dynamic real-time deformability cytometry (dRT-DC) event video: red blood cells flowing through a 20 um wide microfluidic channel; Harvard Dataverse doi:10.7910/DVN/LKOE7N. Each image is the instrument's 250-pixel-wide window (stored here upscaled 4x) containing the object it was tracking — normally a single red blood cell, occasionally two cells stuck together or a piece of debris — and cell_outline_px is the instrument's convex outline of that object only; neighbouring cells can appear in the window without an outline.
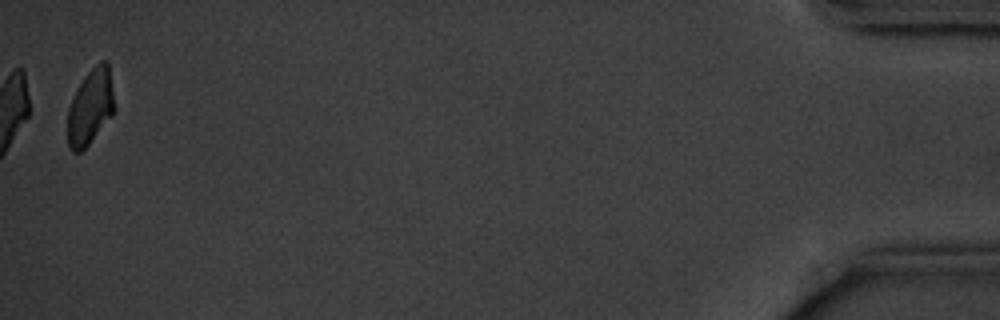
{"species": "common noctule bat (a hibernating species)", "species_latin": "Nyctalus noctula", "temperature_condition": "cold", "stored_images_in_passage": 12, "camera_frame_rate_fps": 3000, "um_per_image_px": 0.085, "animal": {"sex": "male", "body_mass_g": 20.1, "forearm_length_mm": 53.5}, "frame": {"image": 1, "passage_image": 12, "time_ms": 14.0, "image_size_px": [1000, 320], "cell_outline_px": [[116, 108], [112, 116], [88, 144], [80, 152], [72, 152], [68, 148], [68, 108], [84, 76], [100, 60], [104, 60], [108, 64]], "centroid_in_image_um": [7.7, 9.1], "position_along_channel_um": 427.5, "area_um2": 20.46}, "authors_computed_cell_mechanics": {"area_um2": 20.0277, "velocity_mm_per_s": 3.5486, "shape_relaxation_time_tau1_ms": 1.0925, "shape_relaxation_time_tau2_ms": null, "deformation_change_tau1": 0.0512, "deformation_change_tau2": null}}